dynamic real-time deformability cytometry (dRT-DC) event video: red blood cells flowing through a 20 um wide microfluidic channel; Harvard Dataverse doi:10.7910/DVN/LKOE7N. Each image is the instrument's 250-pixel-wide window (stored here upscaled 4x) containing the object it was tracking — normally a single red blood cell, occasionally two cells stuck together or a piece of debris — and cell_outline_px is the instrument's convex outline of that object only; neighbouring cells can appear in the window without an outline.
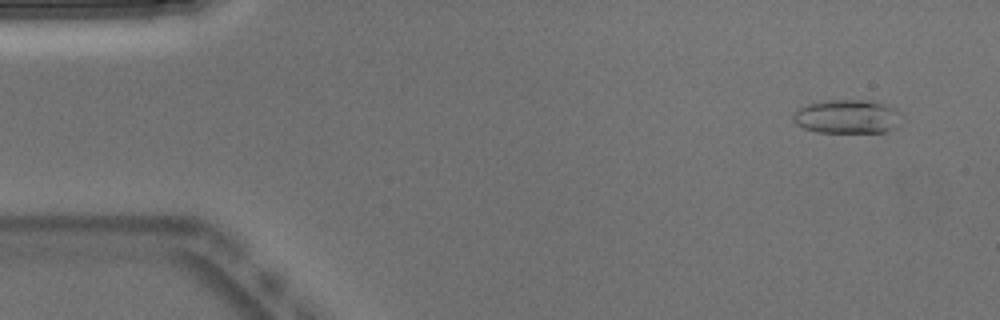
{"species": "Egyptian fruit bat (a non-hibernating species)", "species_latin": "Rousettus aegyptiacus", "temperature_condition": "warm", "stored_images_in_passage": 48, "camera_frame_rate_fps": 3000, "um_per_image_px": 0.085, "animal": {"sex": "male"}, "frame": {"image": 1, "passage_image": 1, "time_ms": 0.0, "image_size_px": [1000, 320], "cell_outline_px": [[900, 112], [896, 128], [884, 132], [816, 132], [804, 128], [796, 124], [792, 120], [792, 116], [800, 108], [808, 104], [828, 100], [868, 100], [884, 104], [896, 108]], "centroid_in_image_um": [72.01, 9.91], "position_along_channel_um": 13.0, "area_um2": 21.27}}
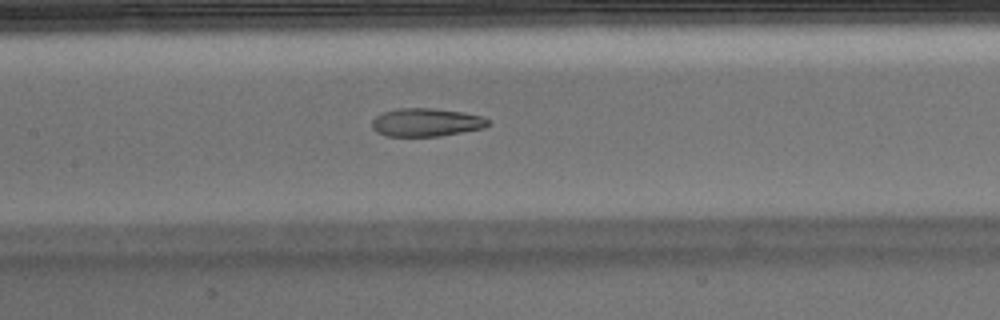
{"frame": {"image": 2, "passage_image": 21, "time_ms": 6.667, "image_size_px": [1000, 320], "cell_outline_px": [[492, 124], [484, 128], [440, 136], [388, 136], [376, 132], [372, 128], [372, 120], [376, 116], [384, 112], [396, 108], [432, 108], [464, 112], [484, 116]], "centroid_in_image_um": [36.26, 10.39], "position_along_channel_um": 171.1, "area_um2": 19.25}}
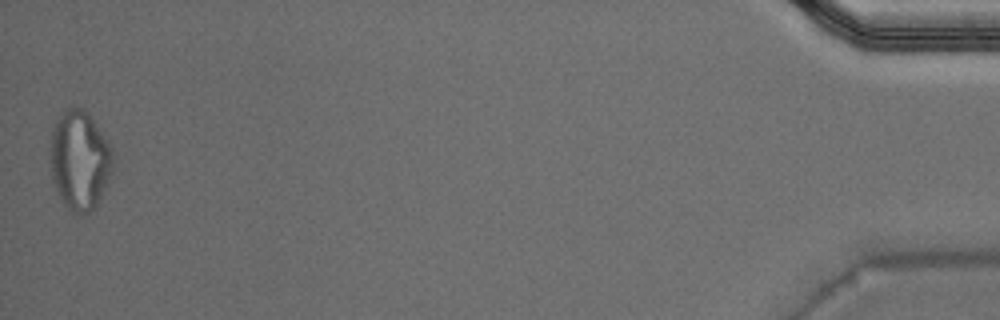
{"frame": {"image": 3, "passage_image": 48, "time_ms": 15.667, "image_size_px": [1000, 320], "cell_outline_px": [[116, 160], [112, 172], [96, 204], [88, 212], [80, 216], [68, 208], [60, 200], [52, 180], [48, 152], [52, 132], [56, 120], [64, 108], [84, 108], [88, 112], [112, 148]], "centroid_in_image_um": [6.75, 13.6], "position_along_channel_um": 428.4, "area_um2": 36.76}, "authors_computed_cell_mechanics": {"area_um2": 20.5768, "velocity_mm_per_s": 3.9324, "shape_relaxation_time_tau1_ms": null, "shape_relaxation_time_tau2_ms": 2.2641, "deformation_change_tau1": null, "deformation_change_tau2": 0.1067}}